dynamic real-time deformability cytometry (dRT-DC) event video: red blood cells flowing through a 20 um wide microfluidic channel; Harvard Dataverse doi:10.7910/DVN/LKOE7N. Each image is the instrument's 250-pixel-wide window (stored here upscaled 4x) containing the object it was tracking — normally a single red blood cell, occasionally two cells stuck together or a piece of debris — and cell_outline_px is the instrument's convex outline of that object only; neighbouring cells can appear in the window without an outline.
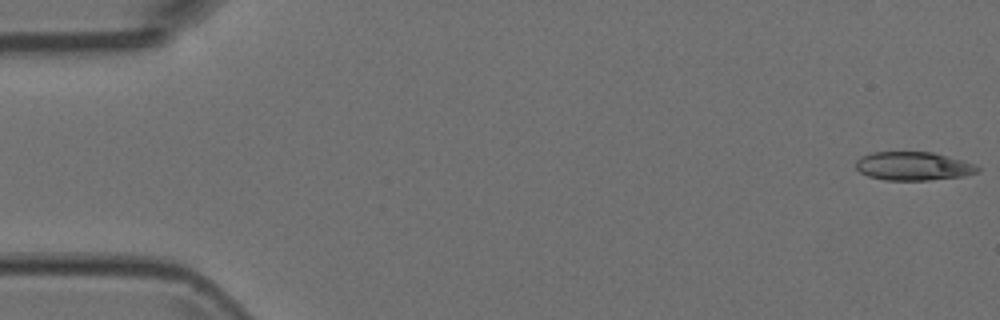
{"species": "Egyptian fruit bat (a non-hibernating species)", "species_latin": "Rousettus aegyptiacus", "temperature_condition": "room temperature", "stored_images_in_passage": 6, "camera_frame_rate_fps": 3000, "um_per_image_px": 0.085, "animal": {"sex": "female"}, "frame": {"image": 1, "passage_image": 1, "time_ms": 0.0, "image_size_px": [1000, 320], "cell_outline_px": [[980, 172], [964, 176], [928, 180], [884, 180], [868, 176], [860, 172], [856, 168], [856, 160], [860, 156], [872, 152], [932, 152], [964, 160], [976, 164], [980, 168]], "centroid_in_image_um": [77.65, 14.12], "position_along_channel_um": 7.4, "area_um2": 20.46}}
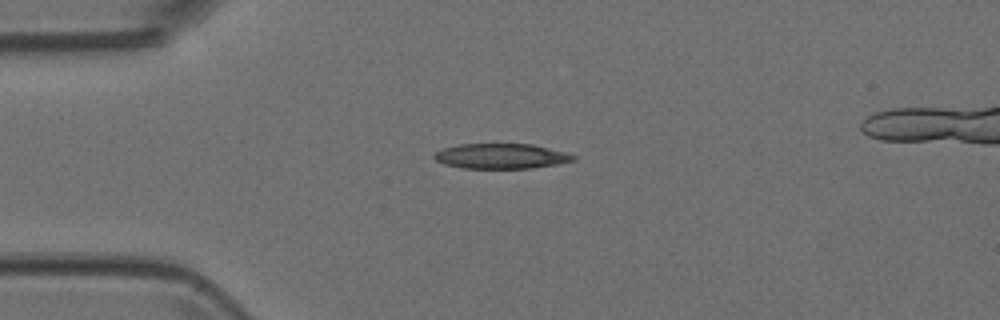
{"frame": {"image": 2, "passage_image": 4, "time_ms": 1.0, "image_size_px": [1000, 320], "cell_outline_px": [[576, 160], [556, 164], [532, 168], [464, 168], [444, 164], [436, 160], [432, 156], [436, 152], [444, 148], [460, 144], [532, 144], [568, 152], [576, 156]], "centroid_in_image_um": [42.63, 13.27], "position_along_channel_um": 42.4, "area_um2": 20.35}}
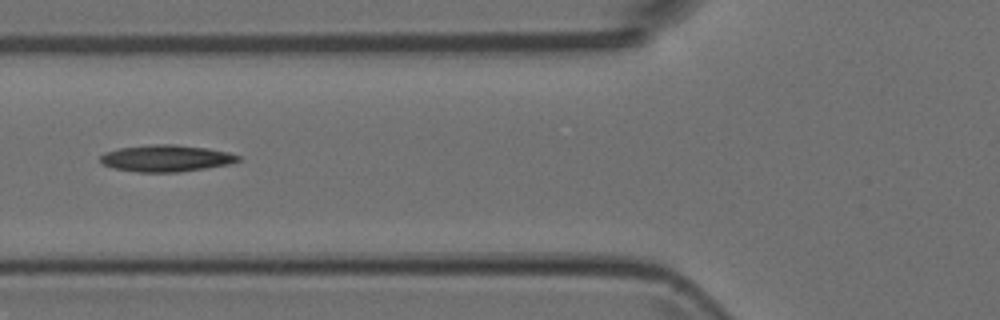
{"frame": {"image": 3, "passage_image": 6, "time_ms": 1.667, "image_size_px": [1000, 320], "cell_outline_px": [[240, 160], [228, 164], [180, 172], [136, 172], [112, 168], [104, 164], [100, 160], [100, 156], [104, 152], [120, 148], [152, 144], [176, 144], [208, 148], [228, 152], [240, 156]], "centroid_in_image_um": [14.1, 13.45], "position_along_channel_um": 111.7, "area_um2": 21.44}}